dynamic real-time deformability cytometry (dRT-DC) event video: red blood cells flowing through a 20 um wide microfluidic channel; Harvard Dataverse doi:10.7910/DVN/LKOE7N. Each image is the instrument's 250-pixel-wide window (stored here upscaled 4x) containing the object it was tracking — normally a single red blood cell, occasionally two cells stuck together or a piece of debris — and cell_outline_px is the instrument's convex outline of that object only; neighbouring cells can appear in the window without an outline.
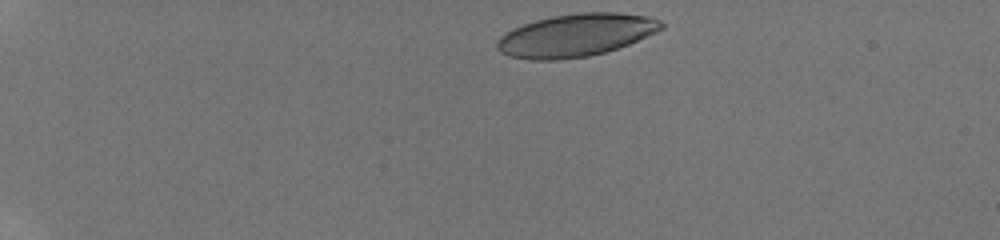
{"species": "human", "species_latin": "Homo sapiens", "temperature_condition": "room temperature", "stored_images_in_passage": 80, "camera_frame_rate_fps": 3000, "um_per_image_px": 0.085, "donor": {"sex": "male"}, "frame": {"image": 1, "passage_image": 1, "time_ms": 0.0, "image_size_px": [1000, 240], "cell_outline_px": [[664, 28], [656, 32], [628, 44], [604, 52], [588, 56], [560, 60], [532, 60], [508, 56], [500, 52], [496, 48], [496, 40], [504, 32], [524, 24], [536, 20], [552, 16], [580, 12], [616, 12], [644, 16], [660, 20], [664, 24]], "centroid_in_image_um": [48.9, 3.0], "position_along_channel_um": 36.1, "area_um2": 40.86}}
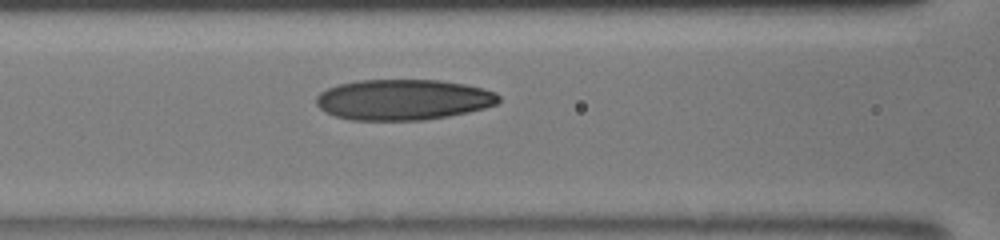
{"frame": {"image": 2, "passage_image": 20, "time_ms": 4.667, "image_size_px": [1000, 240], "cell_outline_px": [[500, 100], [496, 104], [484, 108], [468, 112], [448, 116], [424, 120], [352, 120], [336, 116], [324, 112], [316, 104], [316, 96], [320, 92], [328, 88], [340, 84], [356, 80], [440, 80], [464, 84], [484, 88], [496, 92], [500, 96]], "centroid_in_image_um": [34.27, 8.47], "position_along_channel_um": 132.3, "area_um2": 43.41}}
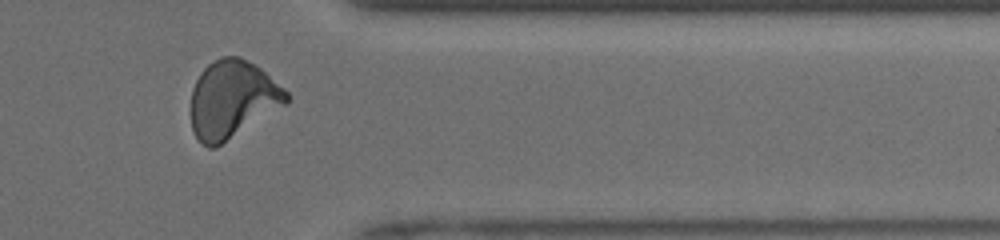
{"frame": {"image": 3, "passage_image": 63, "time_ms": 11.0, "image_size_px": [1000, 240], "cell_outline_px": [[292, 96], [288, 104], [216, 148], [208, 148], [200, 144], [192, 128], [192, 88], [200, 72], [208, 64], [224, 56], [240, 56], [260, 68], [284, 88]], "centroid_in_image_um": [19.78, 8.47], "position_along_channel_um": 391.6, "area_um2": 43.52}, "authors_computed_cell_mechanics": {"area_um2": 41.5582, "velocity_mm_per_s": 4.1597, "shape_relaxation_time_tau1_ms": 5.402, "shape_relaxation_time_tau2_ms": 1.4085, "deformation_change_tau1": 0.1937, "deformation_change_tau2": 0.0861}}